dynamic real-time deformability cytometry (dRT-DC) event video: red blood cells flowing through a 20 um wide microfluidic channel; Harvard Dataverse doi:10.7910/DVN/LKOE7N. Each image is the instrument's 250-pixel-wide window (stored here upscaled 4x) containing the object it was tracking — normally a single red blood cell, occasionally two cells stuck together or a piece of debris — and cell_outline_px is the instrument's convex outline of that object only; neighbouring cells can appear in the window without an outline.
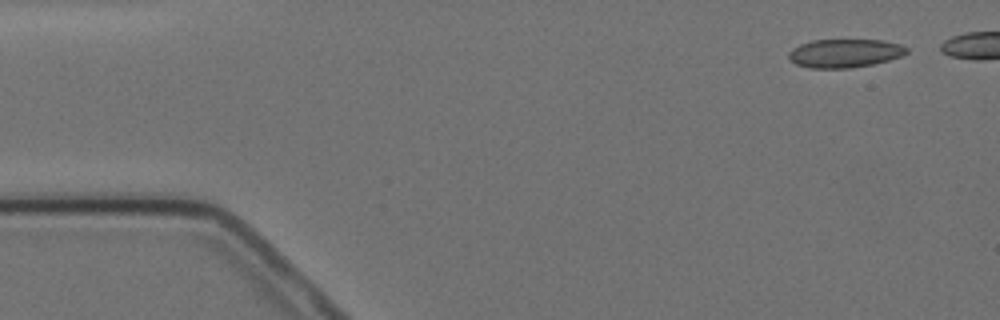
{"species": "Egyptian fruit bat (a non-hibernating species)", "species_latin": "Rousettus aegyptiacus", "temperature_condition": "cold", "stored_images_in_passage": 5, "camera_frame_rate_fps": 3000, "um_per_image_px": 0.085, "animal": {"sex": "female"}, "frame": {"image": 1, "passage_image": 1, "time_ms": 0.0, "image_size_px": [1000, 320], "cell_outline_px": [[908, 52], [900, 56], [888, 60], [872, 64], [852, 68], [808, 68], [796, 64], [788, 60], [788, 52], [792, 48], [800, 44], [812, 40], [884, 40], [900, 44], [908, 48]], "centroid_in_image_um": [71.76, 4.52], "position_along_channel_um": 13.2, "area_um2": 19.71}}
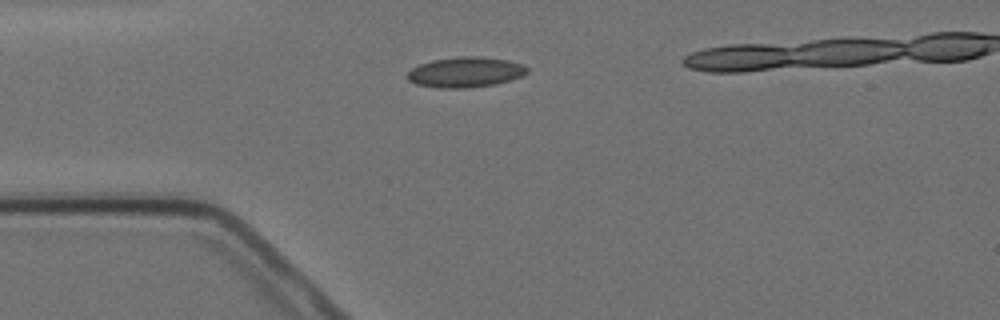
{"frame": {"image": 2, "passage_image": 4, "time_ms": 3.333, "image_size_px": [1000, 320], "cell_outline_px": [[528, 72], [520, 76], [496, 84], [468, 88], [436, 88], [416, 84], [408, 80], [408, 72], [412, 68], [420, 64], [432, 60], [460, 56], [480, 56], [508, 60], [524, 64], [528, 68]], "centroid_in_image_um": [39.56, 6.13], "position_along_channel_um": 45.4, "area_um2": 21.21}}